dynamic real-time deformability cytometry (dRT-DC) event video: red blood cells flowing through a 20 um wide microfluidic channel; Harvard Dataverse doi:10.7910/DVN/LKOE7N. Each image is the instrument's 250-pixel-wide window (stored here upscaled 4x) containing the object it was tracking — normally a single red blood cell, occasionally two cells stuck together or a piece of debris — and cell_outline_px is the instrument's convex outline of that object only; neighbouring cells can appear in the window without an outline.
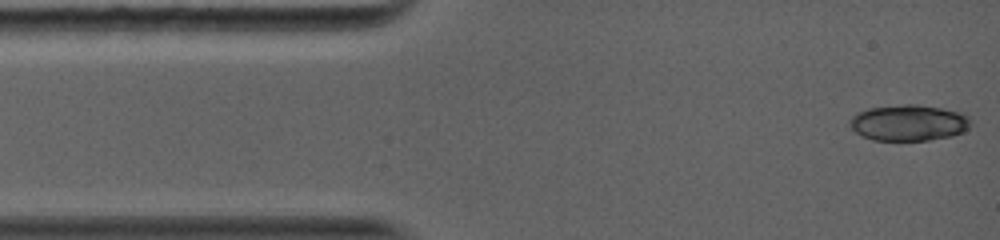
{"species": "common noctule bat (a hibernating species)", "species_latin": "Nyctalus noctula", "temperature_condition": "warm", "stored_images_in_passage": 9, "camera_frame_rate_fps": 5000, "um_per_image_px": 0.085, "animal": {"sex": "female", "body_mass_g": 19.0, "forearm_length_mm": 56.7}, "frame": {"image": 1, "passage_image": 1, "time_ms": 0.0, "image_size_px": [1000, 240], "cell_outline_px": [[968, 128], [964, 132], [952, 136], [928, 140], [872, 140], [856, 132], [848, 124], [848, 120], [852, 116], [868, 108], [904, 104], [916, 104], [940, 108], [960, 112], [968, 116]], "centroid_in_image_um": [77.22, 10.44], "position_along_channel_um": 7.8, "area_um2": 25.26}}
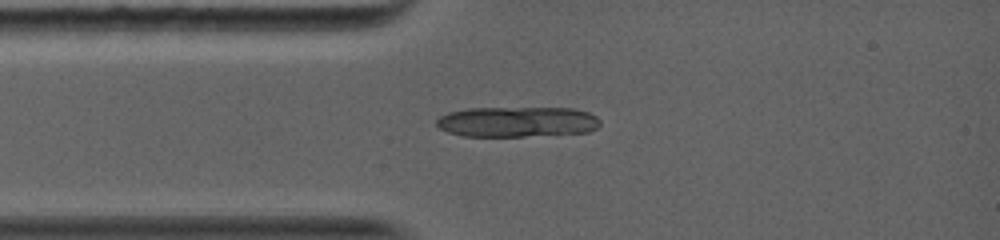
{"frame": {"image": 2, "passage_image": 9, "time_ms": 2.4, "image_size_px": [1000, 240], "cell_outline_px": [[600, 124], [596, 128], [588, 132], [524, 136], [464, 136], [448, 132], [440, 128], [436, 124], [436, 120], [440, 116], [448, 112], [468, 108], [576, 108], [588, 112], [596, 116], [600, 120]], "centroid_in_image_um": [43.96, 10.34], "position_along_channel_um": 41.0, "area_um2": 29.02}}